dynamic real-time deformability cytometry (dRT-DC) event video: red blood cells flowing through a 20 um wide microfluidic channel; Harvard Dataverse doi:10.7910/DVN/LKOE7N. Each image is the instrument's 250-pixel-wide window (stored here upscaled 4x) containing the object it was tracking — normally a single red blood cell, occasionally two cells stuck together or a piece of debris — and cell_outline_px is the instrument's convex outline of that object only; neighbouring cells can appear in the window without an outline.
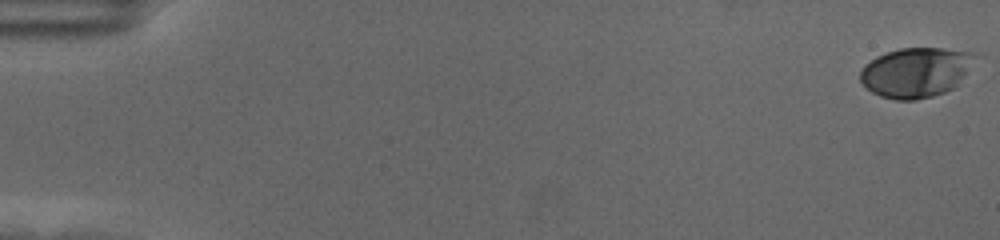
{"species": "human", "species_latin": "Homo sapiens", "temperature_condition": "cold", "stored_images_in_passage": 59, "camera_frame_rate_fps": 3000, "um_per_image_px": 0.085, "donor": {"sex": "female"}, "frame": {"image": 1, "passage_image": 1, "time_ms": 0.0, "image_size_px": [1000, 240], "cell_outline_px": [[976, 56], [956, 84], [952, 88], [944, 92], [932, 96], [916, 100], [896, 100], [880, 96], [872, 92], [860, 80], [860, 72], [864, 64], [876, 56], [900, 48], [940, 48], [976, 52]], "centroid_in_image_um": [77.8, 6.14], "position_along_channel_um": 7.2, "area_um2": 32.89}}
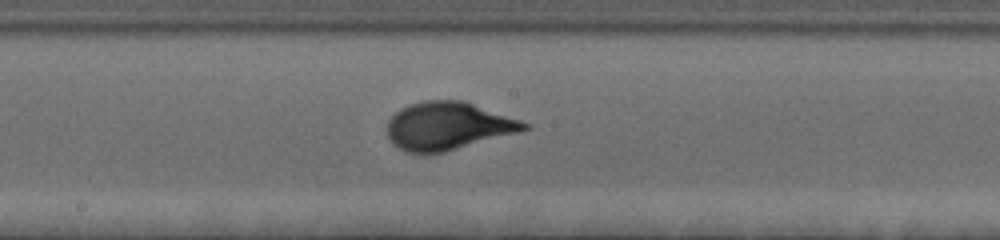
{"frame": {"image": 2, "passage_image": 33, "time_ms": 10.667, "image_size_px": [1000, 240], "cell_outline_px": [[532, 128], [444, 152], [424, 156], [404, 152], [392, 144], [388, 136], [388, 120], [400, 108], [408, 104], [424, 100], [464, 100], [532, 124]], "centroid_in_image_um": [38.05, 10.72], "position_along_channel_um": 210.2, "area_um2": 38.67}}
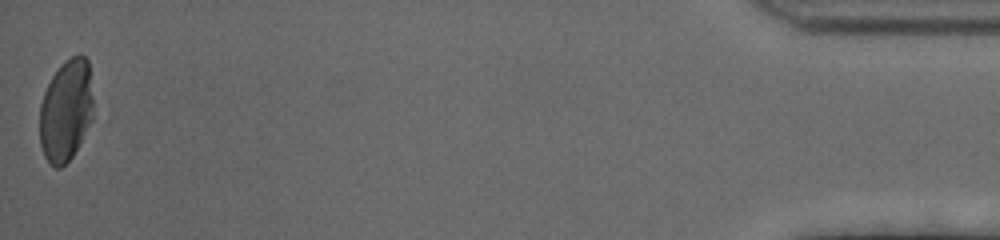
{"frame": {"image": 3, "passage_image": 59, "time_ms": 19.333, "image_size_px": [1000, 240], "cell_outline_px": [[92, 120], [72, 156], [60, 168], [56, 168], [44, 156], [40, 144], [40, 104], [44, 92], [52, 76], [60, 64], [64, 60], [80, 52], [88, 60], [92, 96]], "centroid_in_image_um": [5.6, 9.35], "position_along_channel_um": 429.6, "area_um2": 31.73}, "authors_computed_cell_mechanics": {"area_um2": 34.5644, "velocity_mm_per_s": 3.5089, "shape_relaxation_time_tau1_ms": 2.8875, "shape_relaxation_time_tau2_ms": null, "deformation_change_tau1": 0.1598, "deformation_change_tau2": null}}